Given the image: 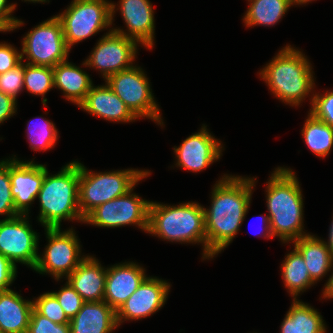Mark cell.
Wrapping results in <instances>:
<instances>
[{
  "instance_id": "1",
  "label": "cell",
  "mask_w": 333,
  "mask_h": 333,
  "mask_svg": "<svg viewBox=\"0 0 333 333\" xmlns=\"http://www.w3.org/2000/svg\"><path fill=\"white\" fill-rule=\"evenodd\" d=\"M255 179L225 175L212 191L211 208L204 209L207 258L233 240L248 212Z\"/></svg>"
},
{
  "instance_id": "2",
  "label": "cell",
  "mask_w": 333,
  "mask_h": 333,
  "mask_svg": "<svg viewBox=\"0 0 333 333\" xmlns=\"http://www.w3.org/2000/svg\"><path fill=\"white\" fill-rule=\"evenodd\" d=\"M269 225L273 237L289 242L309 234L303 231V196L296 175L278 167L266 188Z\"/></svg>"
},
{
  "instance_id": "3",
  "label": "cell",
  "mask_w": 333,
  "mask_h": 333,
  "mask_svg": "<svg viewBox=\"0 0 333 333\" xmlns=\"http://www.w3.org/2000/svg\"><path fill=\"white\" fill-rule=\"evenodd\" d=\"M48 174L44 165V181L37 196L39 222L45 228H61L63 219L84 222L79 210V162L65 165L57 174Z\"/></svg>"
},
{
  "instance_id": "4",
  "label": "cell",
  "mask_w": 333,
  "mask_h": 333,
  "mask_svg": "<svg viewBox=\"0 0 333 333\" xmlns=\"http://www.w3.org/2000/svg\"><path fill=\"white\" fill-rule=\"evenodd\" d=\"M312 73L305 55L287 45L259 74L275 97L286 104L298 106L314 88Z\"/></svg>"
},
{
  "instance_id": "5",
  "label": "cell",
  "mask_w": 333,
  "mask_h": 333,
  "mask_svg": "<svg viewBox=\"0 0 333 333\" xmlns=\"http://www.w3.org/2000/svg\"><path fill=\"white\" fill-rule=\"evenodd\" d=\"M147 232L171 242L203 243V259H207L204 209L199 203L169 206L151 201Z\"/></svg>"
},
{
  "instance_id": "6",
  "label": "cell",
  "mask_w": 333,
  "mask_h": 333,
  "mask_svg": "<svg viewBox=\"0 0 333 333\" xmlns=\"http://www.w3.org/2000/svg\"><path fill=\"white\" fill-rule=\"evenodd\" d=\"M150 171L126 169L92 173L79 163V210L85 218L101 204L127 194Z\"/></svg>"
},
{
  "instance_id": "7",
  "label": "cell",
  "mask_w": 333,
  "mask_h": 333,
  "mask_svg": "<svg viewBox=\"0 0 333 333\" xmlns=\"http://www.w3.org/2000/svg\"><path fill=\"white\" fill-rule=\"evenodd\" d=\"M115 4L106 0H73L70 6L56 17L62 24L69 49L78 42L112 25Z\"/></svg>"
},
{
  "instance_id": "8",
  "label": "cell",
  "mask_w": 333,
  "mask_h": 333,
  "mask_svg": "<svg viewBox=\"0 0 333 333\" xmlns=\"http://www.w3.org/2000/svg\"><path fill=\"white\" fill-rule=\"evenodd\" d=\"M23 38L21 54L22 59L26 55L28 64L55 67L68 59L70 49L56 16L37 25Z\"/></svg>"
},
{
  "instance_id": "9",
  "label": "cell",
  "mask_w": 333,
  "mask_h": 333,
  "mask_svg": "<svg viewBox=\"0 0 333 333\" xmlns=\"http://www.w3.org/2000/svg\"><path fill=\"white\" fill-rule=\"evenodd\" d=\"M105 82L137 118H151L163 125L148 78L140 67L133 66L110 75Z\"/></svg>"
},
{
  "instance_id": "10",
  "label": "cell",
  "mask_w": 333,
  "mask_h": 333,
  "mask_svg": "<svg viewBox=\"0 0 333 333\" xmlns=\"http://www.w3.org/2000/svg\"><path fill=\"white\" fill-rule=\"evenodd\" d=\"M48 245L42 257L39 255L33 270L40 274H52L58 281L66 278L85 259L80 258V244L75 232L71 229L61 232L60 228H45Z\"/></svg>"
},
{
  "instance_id": "11",
  "label": "cell",
  "mask_w": 333,
  "mask_h": 333,
  "mask_svg": "<svg viewBox=\"0 0 333 333\" xmlns=\"http://www.w3.org/2000/svg\"><path fill=\"white\" fill-rule=\"evenodd\" d=\"M132 191L96 207L84 218L83 223L108 228L134 224L147 232L150 201L139 198Z\"/></svg>"
},
{
  "instance_id": "12",
  "label": "cell",
  "mask_w": 333,
  "mask_h": 333,
  "mask_svg": "<svg viewBox=\"0 0 333 333\" xmlns=\"http://www.w3.org/2000/svg\"><path fill=\"white\" fill-rule=\"evenodd\" d=\"M27 219V215H19L0 220V253L14 265L19 262L33 270L39 256V241Z\"/></svg>"
},
{
  "instance_id": "13",
  "label": "cell",
  "mask_w": 333,
  "mask_h": 333,
  "mask_svg": "<svg viewBox=\"0 0 333 333\" xmlns=\"http://www.w3.org/2000/svg\"><path fill=\"white\" fill-rule=\"evenodd\" d=\"M138 42L113 30L104 35L83 63L97 68L106 80L110 75L133 67Z\"/></svg>"
},
{
  "instance_id": "14",
  "label": "cell",
  "mask_w": 333,
  "mask_h": 333,
  "mask_svg": "<svg viewBox=\"0 0 333 333\" xmlns=\"http://www.w3.org/2000/svg\"><path fill=\"white\" fill-rule=\"evenodd\" d=\"M169 288L165 280L147 277L116 311L118 326L124 319L139 320L157 312L165 304Z\"/></svg>"
},
{
  "instance_id": "15",
  "label": "cell",
  "mask_w": 333,
  "mask_h": 333,
  "mask_svg": "<svg viewBox=\"0 0 333 333\" xmlns=\"http://www.w3.org/2000/svg\"><path fill=\"white\" fill-rule=\"evenodd\" d=\"M11 195L19 215H28L44 181V165L10 159Z\"/></svg>"
},
{
  "instance_id": "16",
  "label": "cell",
  "mask_w": 333,
  "mask_h": 333,
  "mask_svg": "<svg viewBox=\"0 0 333 333\" xmlns=\"http://www.w3.org/2000/svg\"><path fill=\"white\" fill-rule=\"evenodd\" d=\"M221 142L208 132L205 125L200 132L187 137L174 152L176 165L189 171L198 172L206 169L221 157Z\"/></svg>"
},
{
  "instance_id": "17",
  "label": "cell",
  "mask_w": 333,
  "mask_h": 333,
  "mask_svg": "<svg viewBox=\"0 0 333 333\" xmlns=\"http://www.w3.org/2000/svg\"><path fill=\"white\" fill-rule=\"evenodd\" d=\"M144 271L133 262L108 267L103 301L117 311L147 278Z\"/></svg>"
},
{
  "instance_id": "18",
  "label": "cell",
  "mask_w": 333,
  "mask_h": 333,
  "mask_svg": "<svg viewBox=\"0 0 333 333\" xmlns=\"http://www.w3.org/2000/svg\"><path fill=\"white\" fill-rule=\"evenodd\" d=\"M120 12L129 32L122 29H110L123 36L132 38L147 49L153 48L154 13L149 0H120Z\"/></svg>"
},
{
  "instance_id": "19",
  "label": "cell",
  "mask_w": 333,
  "mask_h": 333,
  "mask_svg": "<svg viewBox=\"0 0 333 333\" xmlns=\"http://www.w3.org/2000/svg\"><path fill=\"white\" fill-rule=\"evenodd\" d=\"M79 107L108 121L132 122L137 119L107 83L98 87L92 86Z\"/></svg>"
},
{
  "instance_id": "20",
  "label": "cell",
  "mask_w": 333,
  "mask_h": 333,
  "mask_svg": "<svg viewBox=\"0 0 333 333\" xmlns=\"http://www.w3.org/2000/svg\"><path fill=\"white\" fill-rule=\"evenodd\" d=\"M106 275L107 269L87 255L67 279L84 302H96L104 299Z\"/></svg>"
},
{
  "instance_id": "21",
  "label": "cell",
  "mask_w": 333,
  "mask_h": 333,
  "mask_svg": "<svg viewBox=\"0 0 333 333\" xmlns=\"http://www.w3.org/2000/svg\"><path fill=\"white\" fill-rule=\"evenodd\" d=\"M69 324L71 333H110L118 327L116 311L105 301L84 302Z\"/></svg>"
},
{
  "instance_id": "22",
  "label": "cell",
  "mask_w": 333,
  "mask_h": 333,
  "mask_svg": "<svg viewBox=\"0 0 333 333\" xmlns=\"http://www.w3.org/2000/svg\"><path fill=\"white\" fill-rule=\"evenodd\" d=\"M33 308L12 289L0 292V333H27Z\"/></svg>"
},
{
  "instance_id": "23",
  "label": "cell",
  "mask_w": 333,
  "mask_h": 333,
  "mask_svg": "<svg viewBox=\"0 0 333 333\" xmlns=\"http://www.w3.org/2000/svg\"><path fill=\"white\" fill-rule=\"evenodd\" d=\"M54 87L64 92V97L80 105L93 86L89 75L67 60L53 67Z\"/></svg>"
},
{
  "instance_id": "24",
  "label": "cell",
  "mask_w": 333,
  "mask_h": 333,
  "mask_svg": "<svg viewBox=\"0 0 333 333\" xmlns=\"http://www.w3.org/2000/svg\"><path fill=\"white\" fill-rule=\"evenodd\" d=\"M293 243L302 255L314 282L320 280L333 267V256L325 241L309 234L294 240Z\"/></svg>"
},
{
  "instance_id": "25",
  "label": "cell",
  "mask_w": 333,
  "mask_h": 333,
  "mask_svg": "<svg viewBox=\"0 0 333 333\" xmlns=\"http://www.w3.org/2000/svg\"><path fill=\"white\" fill-rule=\"evenodd\" d=\"M280 333H325L322 316L300 300H294L281 324Z\"/></svg>"
},
{
  "instance_id": "26",
  "label": "cell",
  "mask_w": 333,
  "mask_h": 333,
  "mask_svg": "<svg viewBox=\"0 0 333 333\" xmlns=\"http://www.w3.org/2000/svg\"><path fill=\"white\" fill-rule=\"evenodd\" d=\"M249 8L244 16L246 26H273L292 5L291 0H248Z\"/></svg>"
},
{
  "instance_id": "27",
  "label": "cell",
  "mask_w": 333,
  "mask_h": 333,
  "mask_svg": "<svg viewBox=\"0 0 333 333\" xmlns=\"http://www.w3.org/2000/svg\"><path fill=\"white\" fill-rule=\"evenodd\" d=\"M281 267L285 287H287L294 300L300 292H304L315 283L310 277L302 255L295 247L293 252L286 255Z\"/></svg>"
},
{
  "instance_id": "28",
  "label": "cell",
  "mask_w": 333,
  "mask_h": 333,
  "mask_svg": "<svg viewBox=\"0 0 333 333\" xmlns=\"http://www.w3.org/2000/svg\"><path fill=\"white\" fill-rule=\"evenodd\" d=\"M302 136L308 148L318 157L329 155L333 146V127L311 113L304 124Z\"/></svg>"
},
{
  "instance_id": "29",
  "label": "cell",
  "mask_w": 333,
  "mask_h": 333,
  "mask_svg": "<svg viewBox=\"0 0 333 333\" xmlns=\"http://www.w3.org/2000/svg\"><path fill=\"white\" fill-rule=\"evenodd\" d=\"M53 87V67L25 64L24 89L32 94L42 95V103L45 106L47 99L44 95Z\"/></svg>"
},
{
  "instance_id": "30",
  "label": "cell",
  "mask_w": 333,
  "mask_h": 333,
  "mask_svg": "<svg viewBox=\"0 0 333 333\" xmlns=\"http://www.w3.org/2000/svg\"><path fill=\"white\" fill-rule=\"evenodd\" d=\"M39 122V121H38ZM40 124L34 126V122H30L28 125V139L32 150H48L51 149L58 139V131L55 128L54 123L43 118ZM35 128V129H34Z\"/></svg>"
},
{
  "instance_id": "31",
  "label": "cell",
  "mask_w": 333,
  "mask_h": 333,
  "mask_svg": "<svg viewBox=\"0 0 333 333\" xmlns=\"http://www.w3.org/2000/svg\"><path fill=\"white\" fill-rule=\"evenodd\" d=\"M0 215H7L5 219L19 216L11 195L10 160L0 162Z\"/></svg>"
},
{
  "instance_id": "32",
  "label": "cell",
  "mask_w": 333,
  "mask_h": 333,
  "mask_svg": "<svg viewBox=\"0 0 333 333\" xmlns=\"http://www.w3.org/2000/svg\"><path fill=\"white\" fill-rule=\"evenodd\" d=\"M34 309L44 317H47L52 322L58 324H69L70 319L65 314L63 308L60 306L57 298L51 293L47 292L33 301Z\"/></svg>"
},
{
  "instance_id": "33",
  "label": "cell",
  "mask_w": 333,
  "mask_h": 333,
  "mask_svg": "<svg viewBox=\"0 0 333 333\" xmlns=\"http://www.w3.org/2000/svg\"><path fill=\"white\" fill-rule=\"evenodd\" d=\"M24 70L25 64L21 62L13 69L0 74V91L16 101L18 93L24 88Z\"/></svg>"
},
{
  "instance_id": "34",
  "label": "cell",
  "mask_w": 333,
  "mask_h": 333,
  "mask_svg": "<svg viewBox=\"0 0 333 333\" xmlns=\"http://www.w3.org/2000/svg\"><path fill=\"white\" fill-rule=\"evenodd\" d=\"M51 293L57 298V301L69 319L73 318L78 313L84 303L80 294L68 281L58 292Z\"/></svg>"
},
{
  "instance_id": "35",
  "label": "cell",
  "mask_w": 333,
  "mask_h": 333,
  "mask_svg": "<svg viewBox=\"0 0 333 333\" xmlns=\"http://www.w3.org/2000/svg\"><path fill=\"white\" fill-rule=\"evenodd\" d=\"M310 113L317 119L333 127V91L313 94Z\"/></svg>"
},
{
  "instance_id": "36",
  "label": "cell",
  "mask_w": 333,
  "mask_h": 333,
  "mask_svg": "<svg viewBox=\"0 0 333 333\" xmlns=\"http://www.w3.org/2000/svg\"><path fill=\"white\" fill-rule=\"evenodd\" d=\"M27 333H71V330L70 324L52 322L33 308Z\"/></svg>"
},
{
  "instance_id": "37",
  "label": "cell",
  "mask_w": 333,
  "mask_h": 333,
  "mask_svg": "<svg viewBox=\"0 0 333 333\" xmlns=\"http://www.w3.org/2000/svg\"><path fill=\"white\" fill-rule=\"evenodd\" d=\"M22 62V54L10 44L0 43V74L13 69Z\"/></svg>"
},
{
  "instance_id": "38",
  "label": "cell",
  "mask_w": 333,
  "mask_h": 333,
  "mask_svg": "<svg viewBox=\"0 0 333 333\" xmlns=\"http://www.w3.org/2000/svg\"><path fill=\"white\" fill-rule=\"evenodd\" d=\"M17 267L9 259L0 253V292L10 290L13 283Z\"/></svg>"
},
{
  "instance_id": "39",
  "label": "cell",
  "mask_w": 333,
  "mask_h": 333,
  "mask_svg": "<svg viewBox=\"0 0 333 333\" xmlns=\"http://www.w3.org/2000/svg\"><path fill=\"white\" fill-rule=\"evenodd\" d=\"M16 4H7V0H0V26L5 31H13L17 27H20L24 22L11 16V13L15 10Z\"/></svg>"
},
{
  "instance_id": "40",
  "label": "cell",
  "mask_w": 333,
  "mask_h": 333,
  "mask_svg": "<svg viewBox=\"0 0 333 333\" xmlns=\"http://www.w3.org/2000/svg\"><path fill=\"white\" fill-rule=\"evenodd\" d=\"M17 101L0 91V124L16 113Z\"/></svg>"
},
{
  "instance_id": "41",
  "label": "cell",
  "mask_w": 333,
  "mask_h": 333,
  "mask_svg": "<svg viewBox=\"0 0 333 333\" xmlns=\"http://www.w3.org/2000/svg\"><path fill=\"white\" fill-rule=\"evenodd\" d=\"M333 265V264H332ZM323 298H333V273L325 284L323 290Z\"/></svg>"
},
{
  "instance_id": "42",
  "label": "cell",
  "mask_w": 333,
  "mask_h": 333,
  "mask_svg": "<svg viewBox=\"0 0 333 333\" xmlns=\"http://www.w3.org/2000/svg\"><path fill=\"white\" fill-rule=\"evenodd\" d=\"M261 219H262V223L263 224H265L264 225V233H263V235H264V237H267V238H272L273 237V235H272V233H271V230H270V223H269V218H268V216H261Z\"/></svg>"
},
{
  "instance_id": "43",
  "label": "cell",
  "mask_w": 333,
  "mask_h": 333,
  "mask_svg": "<svg viewBox=\"0 0 333 333\" xmlns=\"http://www.w3.org/2000/svg\"><path fill=\"white\" fill-rule=\"evenodd\" d=\"M331 227H330V233H329V239L328 242H325V244L327 245V248L330 250L331 255L333 256V220L331 222Z\"/></svg>"
},
{
  "instance_id": "44",
  "label": "cell",
  "mask_w": 333,
  "mask_h": 333,
  "mask_svg": "<svg viewBox=\"0 0 333 333\" xmlns=\"http://www.w3.org/2000/svg\"><path fill=\"white\" fill-rule=\"evenodd\" d=\"M311 1H313V0H291V2H292V5H294V4H306L307 2H311Z\"/></svg>"
},
{
  "instance_id": "45",
  "label": "cell",
  "mask_w": 333,
  "mask_h": 333,
  "mask_svg": "<svg viewBox=\"0 0 333 333\" xmlns=\"http://www.w3.org/2000/svg\"><path fill=\"white\" fill-rule=\"evenodd\" d=\"M24 1H29V2H47L49 0H24Z\"/></svg>"
},
{
  "instance_id": "46",
  "label": "cell",
  "mask_w": 333,
  "mask_h": 333,
  "mask_svg": "<svg viewBox=\"0 0 333 333\" xmlns=\"http://www.w3.org/2000/svg\"><path fill=\"white\" fill-rule=\"evenodd\" d=\"M0 31H1V32H7V31H5L1 26H0Z\"/></svg>"
}]
</instances>
